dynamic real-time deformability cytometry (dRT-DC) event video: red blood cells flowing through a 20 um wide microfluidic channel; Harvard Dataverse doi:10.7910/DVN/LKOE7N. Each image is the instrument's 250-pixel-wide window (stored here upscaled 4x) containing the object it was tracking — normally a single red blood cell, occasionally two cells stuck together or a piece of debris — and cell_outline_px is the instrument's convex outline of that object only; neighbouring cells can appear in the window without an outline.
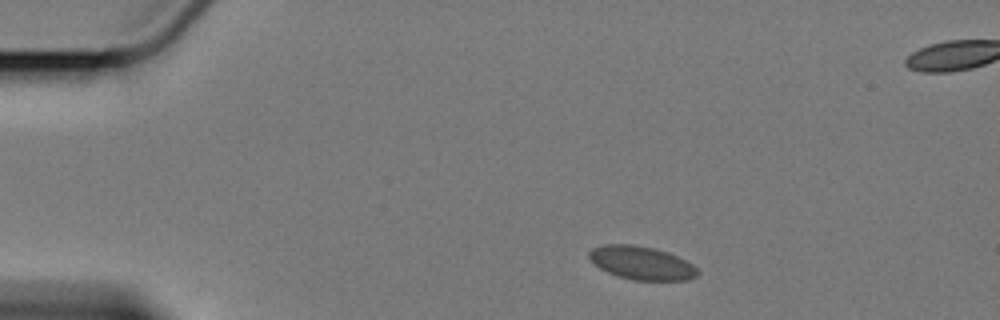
{"species": "Egyptian fruit bat (a non-hibernating species)", "species_latin": "Rousettus aegyptiacus", "temperature_condition": "cold", "stored_images_in_passage": 4, "camera_frame_rate_fps": 3000, "um_per_image_px": 0.085, "animal": {"sex": "female"}, "frame": {"image": 1, "passage_image": 1, "time_ms": 0.0, "image_size_px": [1000, 320], "cell_outline_px": [[700, 272], [696, 276], [688, 280], [632, 280], [608, 272], [600, 268], [588, 256], [588, 252], [592, 248], [604, 244], [632, 244], [656, 248], [668, 252], [692, 264]], "centroid_in_image_um": [54.53, 22.34], "position_along_channel_um": 30.5, "area_um2": 20.98}}
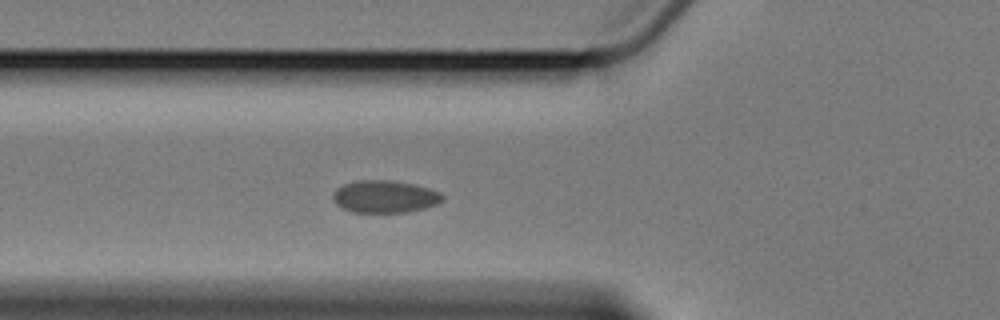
{"frame": {"image": 2, "passage_image": 4, "time_ms": 3.667, "image_size_px": [1000, 320], "cell_outline_px": [[444, 200], [436, 204], [424, 208], [408, 212], [352, 212], [340, 208], [332, 200], [332, 196], [336, 188], [344, 184], [360, 180], [388, 180], [412, 184], [428, 188], [440, 192], [444, 196]], "centroid_in_image_um": [32.68, 16.72], "position_along_channel_um": 93.1, "area_um2": 20.69}}